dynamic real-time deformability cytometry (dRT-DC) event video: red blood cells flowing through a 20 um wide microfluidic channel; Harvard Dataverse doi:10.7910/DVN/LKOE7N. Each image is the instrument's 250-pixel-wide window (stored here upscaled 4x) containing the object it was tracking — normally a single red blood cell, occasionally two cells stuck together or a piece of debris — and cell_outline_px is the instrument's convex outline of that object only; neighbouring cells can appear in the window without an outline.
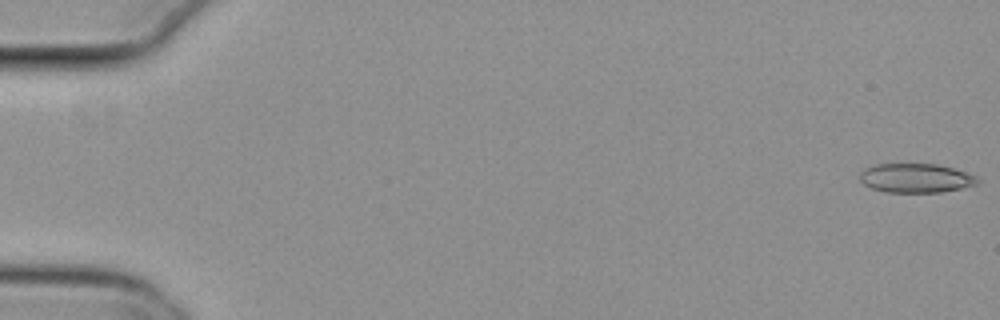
{"species": "common noctule bat (a hibernating species)", "species_latin": "Nyctalus noctula", "temperature_condition": "cold", "stored_images_in_passage": 55, "camera_frame_rate_fps": 3000, "um_per_image_px": 0.085, "animal": {"sex": "female", "body_mass_g": 29.2, "forearm_length_mm": 56.3}, "frame": {"image": 1, "passage_image": 1, "time_ms": 0.0, "image_size_px": [1000, 320], "cell_outline_px": [[980, 180], [976, 184], [960, 188], [940, 192], [884, 192], [872, 188], [864, 184], [860, 180], [860, 172], [864, 168], [876, 164], [936, 164], [952, 168], [976, 176]], "centroid_in_image_um": [77.81, 15.13], "position_along_channel_um": 7.2, "area_um2": 19.83}}
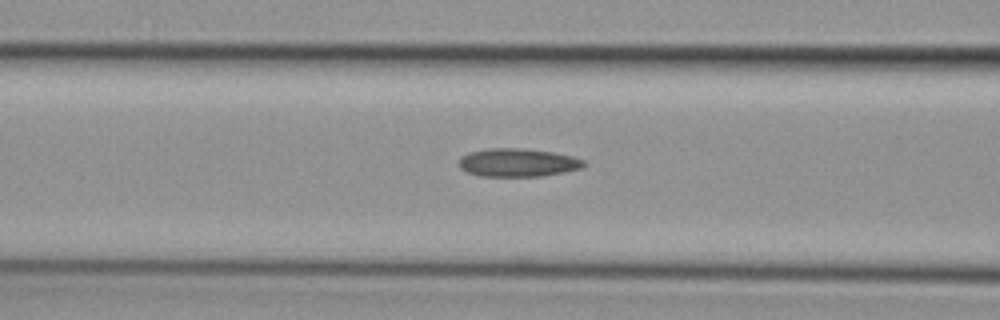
{"frame": {"image": 2, "passage_image": 23, "time_ms": 7.333, "image_size_px": [1000, 320], "cell_outline_px": [[588, 164], [584, 168], [564, 172], [540, 176], [480, 176], [468, 172], [460, 168], [460, 156], [468, 152], [488, 148], [520, 148], [552, 152], [572, 156], [584, 160]], "centroid_in_image_um": [44.04, 13.81], "position_along_channel_um": 122.6, "area_um2": 20.63}}
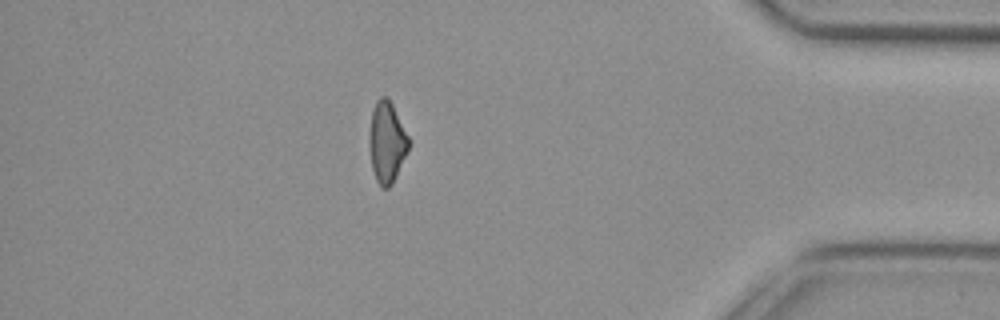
{"frame": {"image": 3, "passage_image": 48, "time_ms": 15.667, "image_size_px": [1000, 320], "cell_outline_px": [[408, 152], [392, 184], [388, 188], [380, 188], [376, 180], [372, 168], [368, 144], [368, 140], [372, 112], [376, 100], [380, 96], [388, 96], [408, 136]], "centroid_in_image_um": [32.86, 12.1], "position_along_channel_um": 402.3, "area_um2": 18.67}}